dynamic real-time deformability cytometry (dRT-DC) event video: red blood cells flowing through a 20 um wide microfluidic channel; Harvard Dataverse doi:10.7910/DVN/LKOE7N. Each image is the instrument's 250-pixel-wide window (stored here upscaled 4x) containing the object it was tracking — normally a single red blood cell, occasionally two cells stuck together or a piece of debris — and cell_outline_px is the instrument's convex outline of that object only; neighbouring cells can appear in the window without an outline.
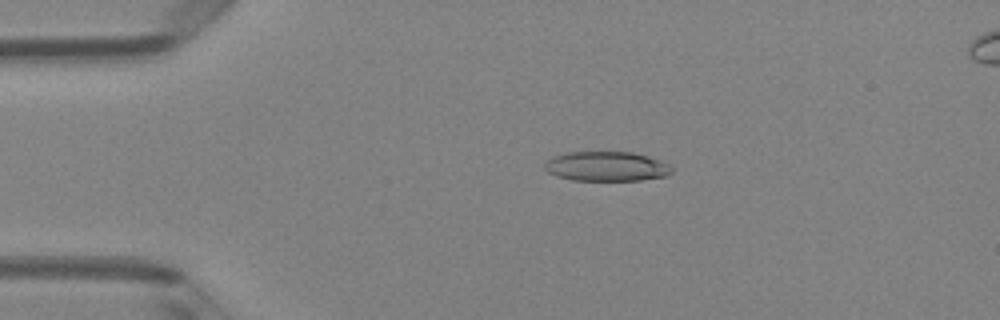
{"species": "Egyptian fruit bat (a non-hibernating species)", "species_latin": "Rousettus aegyptiacus", "temperature_condition": "room temperature", "stored_images_in_passage": 49, "camera_frame_rate_fps": 3000, "um_per_image_px": 0.085, "animal": {"sex": "female"}, "frame": {"image": 1, "passage_image": 10, "time_ms": 3.0, "image_size_px": [1000, 320], "cell_outline_px": [[672, 172], [664, 176], [640, 180], [572, 180], [556, 176], [548, 172], [544, 168], [544, 164], [552, 156], [568, 152], [632, 152], [648, 156], [660, 160], [668, 164], [672, 168]], "centroid_in_image_um": [51.53, 14.14], "position_along_channel_um": 33.5, "area_um2": 21.91}}
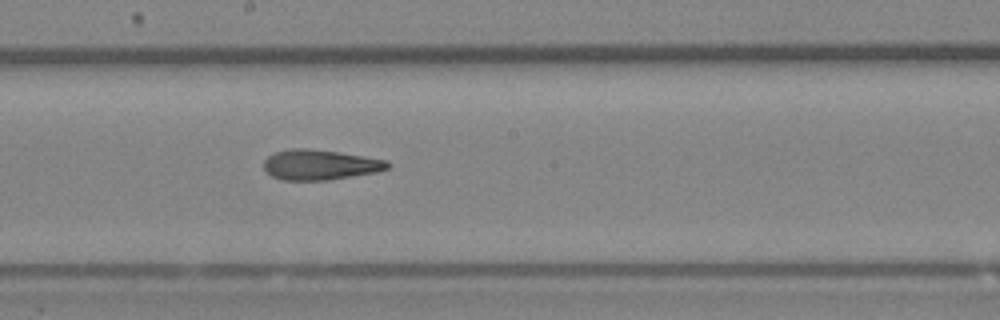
{"frame": {"image": 2, "passage_image": 27, "time_ms": 8.667, "image_size_px": [1000, 320], "cell_outline_px": [[392, 164], [388, 168], [376, 172], [328, 180], [280, 180], [272, 176], [264, 168], [264, 160], [268, 156], [276, 152], [288, 148], [308, 148], [364, 156], [388, 160]], "centroid_in_image_um": [27.2, 14.0], "position_along_channel_um": 221.0, "area_um2": 21.79}}
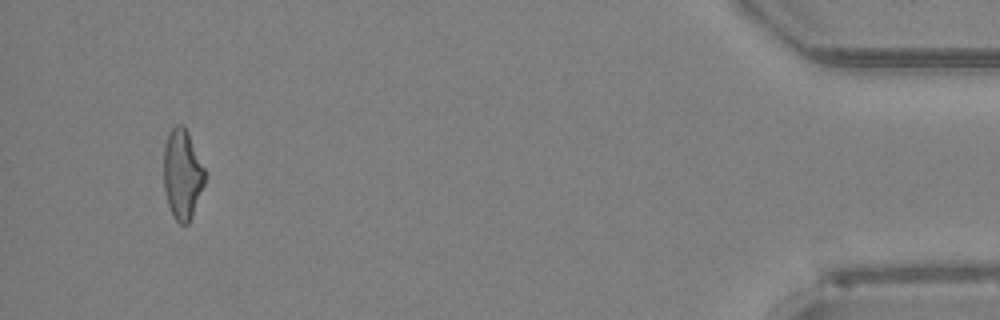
{"frame": {"image": 3, "passage_image": 47, "time_ms": 15.333, "image_size_px": [1000, 320], "cell_outline_px": [[208, 176], [192, 216], [188, 224], [180, 224], [172, 216], [168, 204], [164, 188], [164, 144], [172, 128], [176, 124], [184, 124], [208, 172]], "centroid_in_image_um": [15.54, 14.8], "position_along_channel_um": 419.7, "area_um2": 22.08}, "authors_computed_cell_mechanics": {"area_um2": 22.3108, "velocity_mm_per_s": 4.1015, "shape_relaxation_time_tau1_ms": 10.6846, "shape_relaxation_time_tau2_ms": 2.9248, "deformation_change_tau1": 0.246, "deformation_change_tau2": 0.1272}}